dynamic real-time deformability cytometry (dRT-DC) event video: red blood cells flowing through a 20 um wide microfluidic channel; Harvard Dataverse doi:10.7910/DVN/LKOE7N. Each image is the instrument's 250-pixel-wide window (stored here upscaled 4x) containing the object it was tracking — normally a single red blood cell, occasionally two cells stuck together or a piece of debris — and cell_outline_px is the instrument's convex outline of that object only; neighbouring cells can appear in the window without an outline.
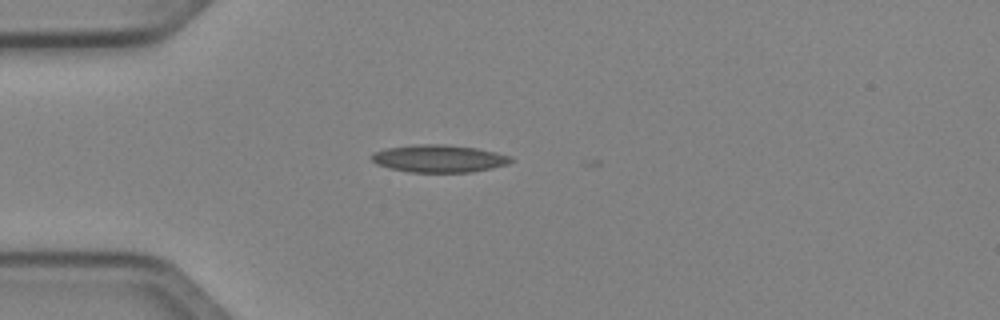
{"species": "Egyptian fruit bat (a non-hibernating species)", "species_latin": "Rousettus aegyptiacus", "temperature_condition": "cold", "stored_images_in_passage": 3, "camera_frame_rate_fps": 3000, "um_per_image_px": 0.085, "animal": {"sex": "female"}, "frame": {"image": 1, "passage_image": 2, "time_ms": 0.333, "image_size_px": [1000, 320], "cell_outline_px": [[512, 160], [508, 164], [492, 168], [472, 172], [408, 172], [388, 168], [376, 164], [368, 156], [372, 152], [388, 148], [416, 144], [444, 144], [476, 148], [496, 152], [512, 156]], "centroid_in_image_um": [37.28, 13.48], "position_along_channel_um": 47.7, "area_um2": 22.48}}